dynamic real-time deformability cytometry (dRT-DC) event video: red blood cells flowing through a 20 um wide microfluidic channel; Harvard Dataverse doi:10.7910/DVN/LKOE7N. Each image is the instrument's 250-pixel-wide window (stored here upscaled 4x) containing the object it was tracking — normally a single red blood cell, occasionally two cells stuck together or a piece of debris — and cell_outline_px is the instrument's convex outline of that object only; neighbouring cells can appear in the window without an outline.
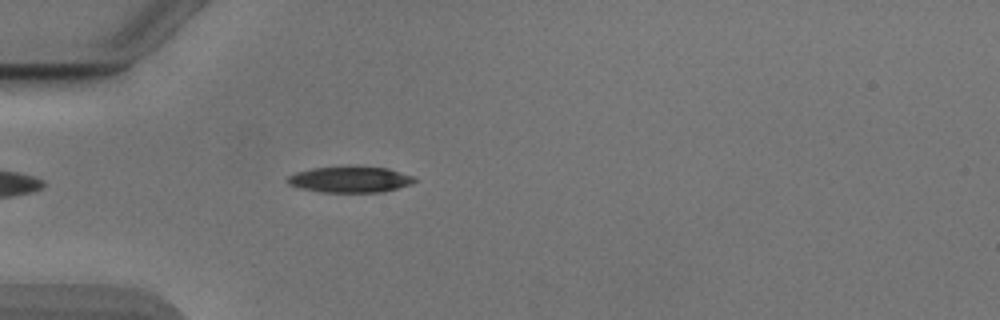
{"species": "Egyptian fruit bat (a non-hibernating species)", "species_latin": "Rousettus aegyptiacus", "temperature_condition": "cold", "stored_images_in_passage": 42, "camera_frame_rate_fps": 3000, "um_per_image_px": 0.085, "animal": {"sex": "male"}, "frame": {"image": 1, "passage_image": 5, "time_ms": 1.333, "image_size_px": [1000, 320], "cell_outline_px": [[416, 180], [408, 184], [396, 188], [380, 192], [320, 192], [300, 188], [288, 184], [284, 180], [288, 176], [296, 172], [312, 168], [388, 168], [412, 176]], "centroid_in_image_um": [29.67, 15.28], "position_along_channel_um": 55.3, "area_um2": 18.61}}
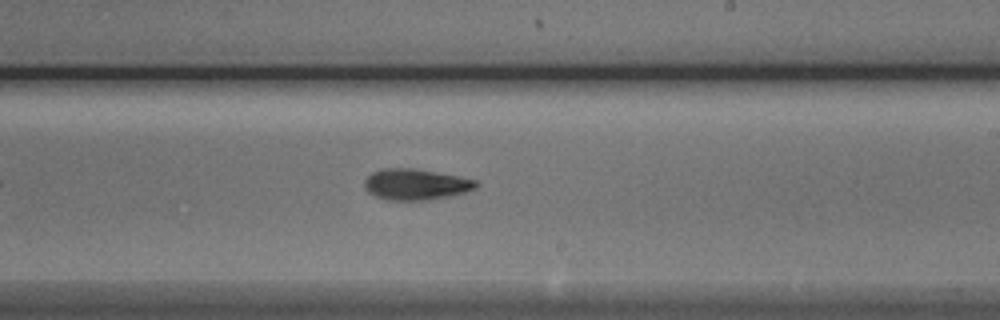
{"frame": {"image": 2, "passage_image": 21, "time_ms": 6.667, "image_size_px": [1000, 320], "cell_outline_px": [[480, 184], [476, 188], [452, 196], [428, 200], [384, 200], [368, 192], [364, 188], [364, 180], [372, 172], [380, 168], [416, 168], [476, 180]], "centroid_in_image_um": [35.31, 15.67], "position_along_channel_um": 253.7, "area_um2": 20.35}}
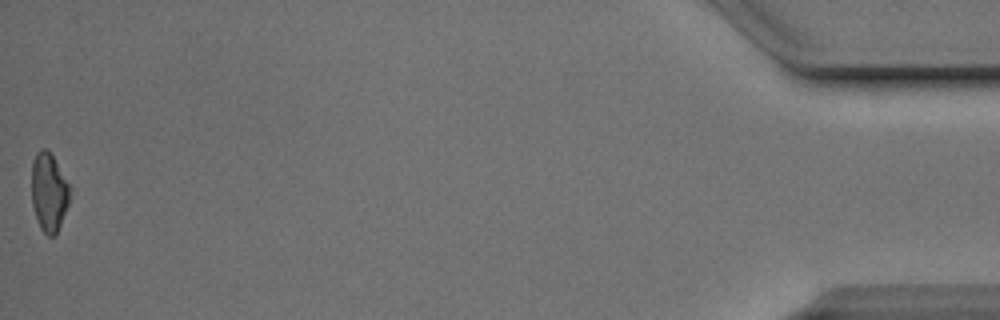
{"frame": {"image": 3, "passage_image": 42, "time_ms": 13.667, "image_size_px": [1000, 320], "cell_outline_px": [[68, 204], [56, 236], [48, 236], [40, 228], [32, 204], [32, 160], [36, 152], [40, 148], [44, 148], [52, 156], [68, 184]], "centroid_in_image_um": [4.12, 16.36], "position_along_channel_um": 431.1, "area_um2": 17.05}, "authors_computed_cell_mechanics": {"area_um2": 19.1896, "velocity_mm_per_s": 3.9021, "shape_relaxation_time_tau1_ms": 2.2201, "shape_relaxation_time_tau2_ms": null, "deformation_change_tau1": 0.1275, "deformation_change_tau2": null}}